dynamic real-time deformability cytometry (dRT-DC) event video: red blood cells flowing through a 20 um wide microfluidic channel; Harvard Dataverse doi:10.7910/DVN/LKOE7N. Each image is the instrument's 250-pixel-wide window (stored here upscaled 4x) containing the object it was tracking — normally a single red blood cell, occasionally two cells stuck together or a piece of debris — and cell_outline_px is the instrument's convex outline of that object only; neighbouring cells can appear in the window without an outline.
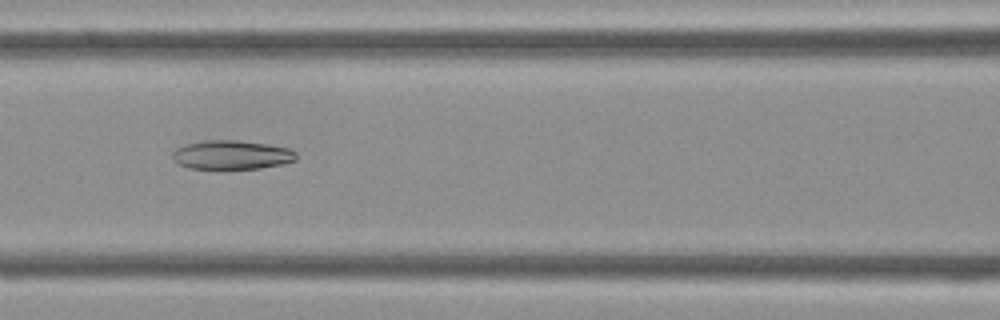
{"species": "Egyptian fruit bat (a non-hibernating species)", "species_latin": "Rousettus aegyptiacus", "temperature_condition": "cold", "stored_images_in_passage": 37, "camera_frame_rate_fps": 3000, "um_per_image_px": 0.085, "frame": {"image": 1, "passage_image": 12, "time_ms": 3.667, "image_size_px": [1000, 320], "cell_outline_px": [[296, 160], [284, 164], [260, 168], [188, 168], [176, 164], [172, 160], [172, 152], [176, 148], [188, 144], [208, 140], [236, 140], [268, 144], [288, 148], [296, 152]], "centroid_in_image_um": [19.68, 13.16], "position_along_channel_um": 146.9, "area_um2": 20.87}}
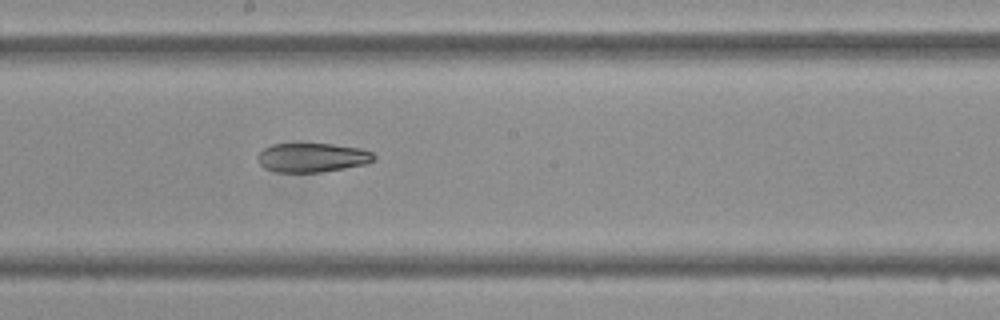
{"frame": {"image": 2, "passage_image": 17, "time_ms": 5.333, "image_size_px": [1000, 320], "cell_outline_px": [[376, 160], [368, 164], [320, 172], [276, 172], [264, 168], [260, 164], [256, 156], [264, 148], [272, 144], [332, 144], [360, 148], [372, 152], [376, 156]], "centroid_in_image_um": [26.56, 13.39], "position_along_channel_um": 221.6, "area_um2": 19.83}}
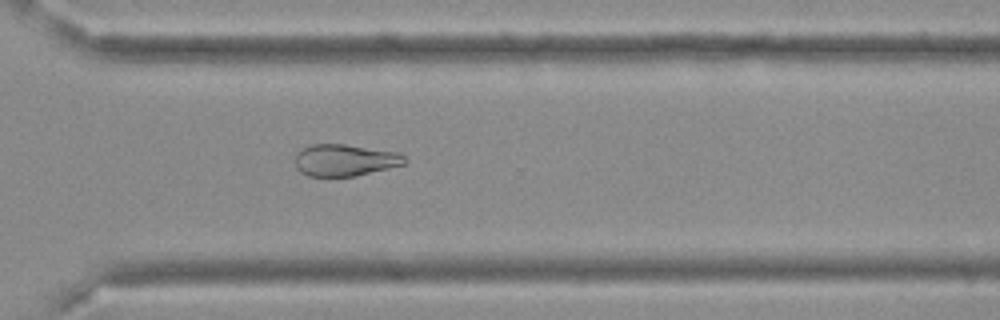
{"frame": {"image": 3, "passage_image": 25, "time_ms": 8.0, "image_size_px": [1000, 320], "cell_outline_px": [[408, 160], [404, 164], [356, 176], [308, 176], [300, 172], [296, 168], [296, 152], [300, 148], [312, 144], [344, 144], [396, 152], [404, 156]], "centroid_in_image_um": [29.28, 13.61], "position_along_channel_um": 341.3, "area_um2": 20.29}}